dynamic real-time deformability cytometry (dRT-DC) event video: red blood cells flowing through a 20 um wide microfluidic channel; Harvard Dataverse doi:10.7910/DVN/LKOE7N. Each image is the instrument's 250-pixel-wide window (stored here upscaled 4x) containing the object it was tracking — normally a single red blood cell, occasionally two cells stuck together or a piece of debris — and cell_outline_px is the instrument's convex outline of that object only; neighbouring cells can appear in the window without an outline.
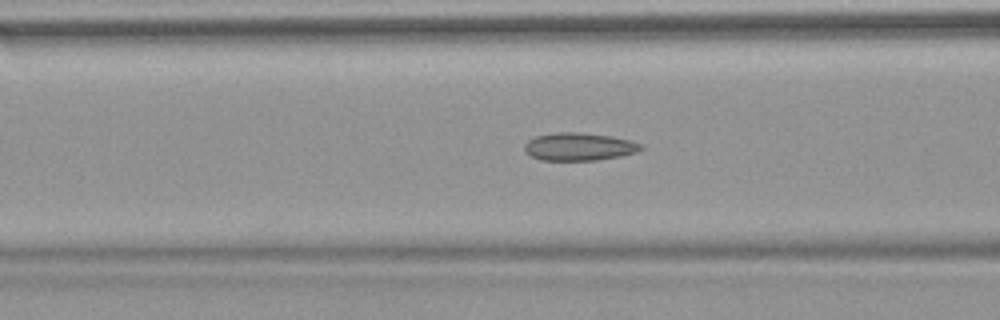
{"species": "common noctule bat (a hibernating species)", "species_latin": "Nyctalus noctula", "temperature_condition": "warm", "stored_images_in_passage": 54, "camera_frame_rate_fps": 3000, "um_per_image_px": 0.085, "animal": {"sex": "female", "body_mass_g": 18.4}, "frame": {"image": 1, "passage_image": 21, "time_ms": 6.667, "image_size_px": [1000, 320], "cell_outline_px": [[644, 148], [636, 152], [620, 156], [596, 160], [540, 160], [524, 152], [524, 144], [528, 140], [536, 136], [556, 132], [580, 132], [612, 136], [632, 140], [644, 144]], "centroid_in_image_um": [49.24, 12.46], "position_along_channel_um": 117.4, "area_um2": 19.07}}
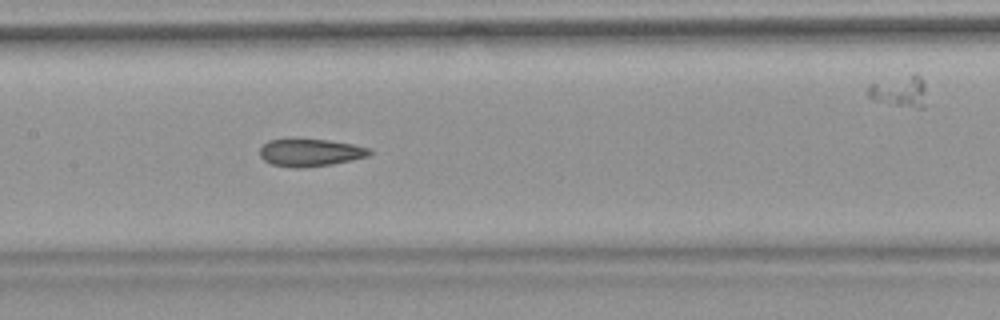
{"frame": {"image": 2, "passage_image": 26, "time_ms": 8.333, "image_size_px": [1000, 320], "cell_outline_px": [[372, 152], [368, 156], [352, 160], [332, 164], [304, 168], [292, 168], [272, 164], [264, 160], [260, 156], [260, 148], [268, 140], [296, 136], [328, 140], [352, 144], [372, 148]], "centroid_in_image_um": [26.35, 12.93], "position_along_channel_um": 181.1, "area_um2": 18.32}}
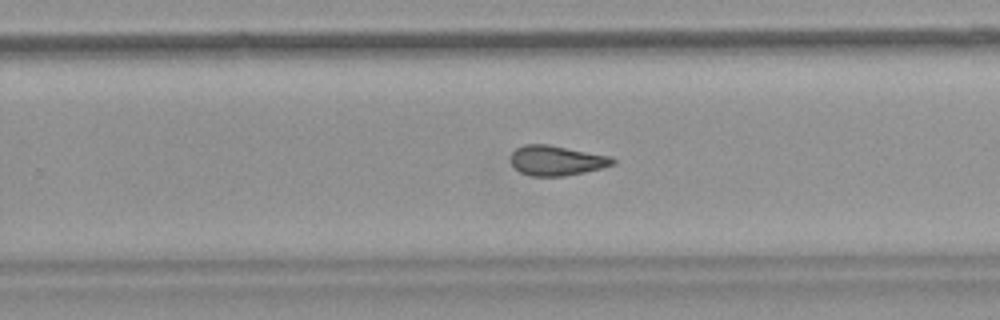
{"frame": {"image": 3, "passage_image": 34, "time_ms": 11.0, "image_size_px": [1000, 320], "cell_outline_px": [[616, 164], [604, 168], [564, 176], [532, 176], [520, 172], [512, 164], [512, 152], [516, 148], [524, 144], [548, 144], [612, 156], [616, 160]], "centroid_in_image_um": [47.36, 13.64], "position_along_channel_um": 282.4, "area_um2": 17.92}, "authors_computed_cell_mechanics": {"area_um2": 18.785, "velocity_mm_per_s": 3.8314, "shape_relaxation_time_tau1_ms": null, "shape_relaxation_time_tau2_ms": 2.2185, "deformation_change_tau1": null, "deformation_change_tau2": 0.1032}}